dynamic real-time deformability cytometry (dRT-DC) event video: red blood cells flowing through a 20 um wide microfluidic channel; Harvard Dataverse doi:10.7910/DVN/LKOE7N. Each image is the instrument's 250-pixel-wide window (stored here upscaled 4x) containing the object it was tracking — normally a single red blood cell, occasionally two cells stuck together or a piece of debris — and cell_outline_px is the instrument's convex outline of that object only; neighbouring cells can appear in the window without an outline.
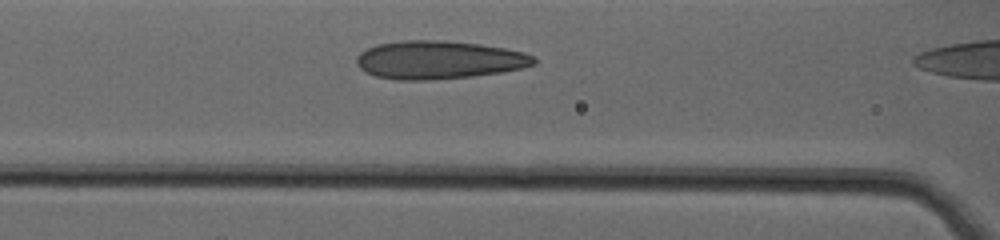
{"species": "human", "species_latin": "Homo sapiens", "temperature_condition": "warm", "stored_images_in_passage": 18, "camera_frame_rate_fps": 3000, "um_per_image_px": 0.085, "donor": {"sex": "female"}, "frame": {"image": 1, "passage_image": 16, "time_ms": 5.0, "image_size_px": [1000, 240], "cell_outline_px": [[536, 64], [524, 68], [504, 72], [472, 76], [424, 80], [396, 80], [376, 76], [360, 68], [356, 64], [356, 56], [360, 52], [376, 44], [400, 40], [444, 40], [480, 44], [504, 48], [524, 52], [532, 56], [536, 60]], "centroid_in_image_um": [37.3, 5.08], "position_along_channel_um": 129.3, "area_um2": 39.65}}